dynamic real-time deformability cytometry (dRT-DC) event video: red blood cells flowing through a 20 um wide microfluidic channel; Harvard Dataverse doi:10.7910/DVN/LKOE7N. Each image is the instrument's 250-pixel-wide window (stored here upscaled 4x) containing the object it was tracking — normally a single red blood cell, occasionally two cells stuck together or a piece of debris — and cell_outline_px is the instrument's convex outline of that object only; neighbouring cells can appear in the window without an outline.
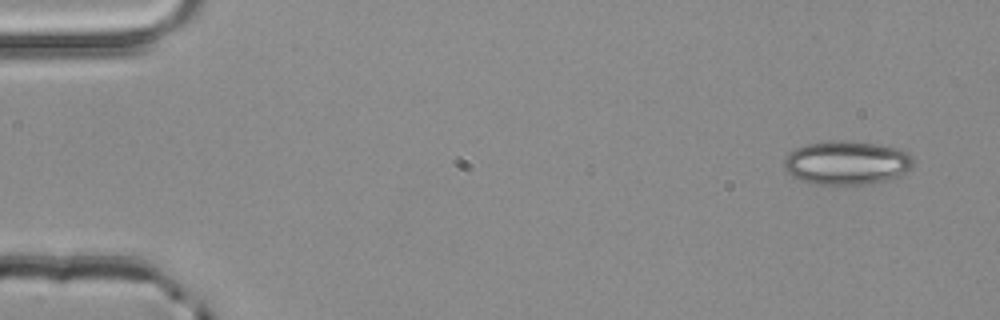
{"species": "common noctule bat (a hibernating species)", "species_latin": "Nyctalus noctula", "temperature_condition": "room temperature", "stored_images_in_passage": 4, "camera_frame_rate_fps": 3000, "um_per_image_px": 0.085, "animal": {"sex": "male", "body_mass_g": 20.4}, "frame": {"image": 1, "passage_image": 1, "time_ms": 0.0, "image_size_px": [1000, 320], "cell_outline_px": [[916, 164], [908, 172], [892, 180], [868, 184], [812, 184], [800, 180], [792, 176], [784, 168], [784, 160], [788, 152], [804, 144], [824, 140], [852, 140], [880, 144], [900, 148], [908, 152], [916, 160]], "centroid_in_image_um": [72.03, 13.82], "position_along_channel_um": 13.0, "area_um2": 34.1}}